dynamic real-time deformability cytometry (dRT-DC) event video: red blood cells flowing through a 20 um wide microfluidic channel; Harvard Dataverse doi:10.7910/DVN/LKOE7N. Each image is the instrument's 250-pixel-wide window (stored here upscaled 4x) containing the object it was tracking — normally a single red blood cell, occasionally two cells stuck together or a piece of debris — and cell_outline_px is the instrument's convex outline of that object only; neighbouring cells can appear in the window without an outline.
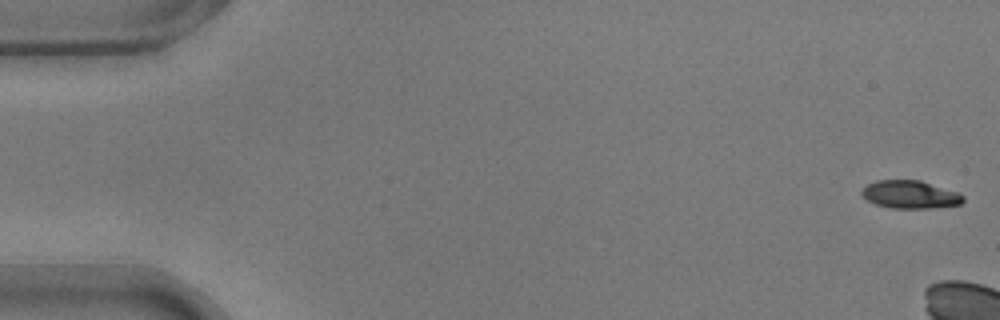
{"species": "common noctule bat (a hibernating species)", "species_latin": "Nyctalus noctula", "temperature_condition": "warm", "stored_images_in_passage": 10, "camera_frame_rate_fps": 3000, "um_per_image_px": 0.085, "animal": {"sex": "male", "body_mass_g": 17.9}, "frame": {"image": 1, "passage_image": 1, "time_ms": 0.0, "image_size_px": [1000, 320], "cell_outline_px": [[964, 200], [960, 204], [928, 208], [892, 208], [876, 204], [868, 200], [860, 192], [868, 184], [876, 180], [920, 180], [960, 192], [964, 196]], "centroid_in_image_um": [77.39, 16.52], "position_along_channel_um": 7.6, "area_um2": 16.42}}